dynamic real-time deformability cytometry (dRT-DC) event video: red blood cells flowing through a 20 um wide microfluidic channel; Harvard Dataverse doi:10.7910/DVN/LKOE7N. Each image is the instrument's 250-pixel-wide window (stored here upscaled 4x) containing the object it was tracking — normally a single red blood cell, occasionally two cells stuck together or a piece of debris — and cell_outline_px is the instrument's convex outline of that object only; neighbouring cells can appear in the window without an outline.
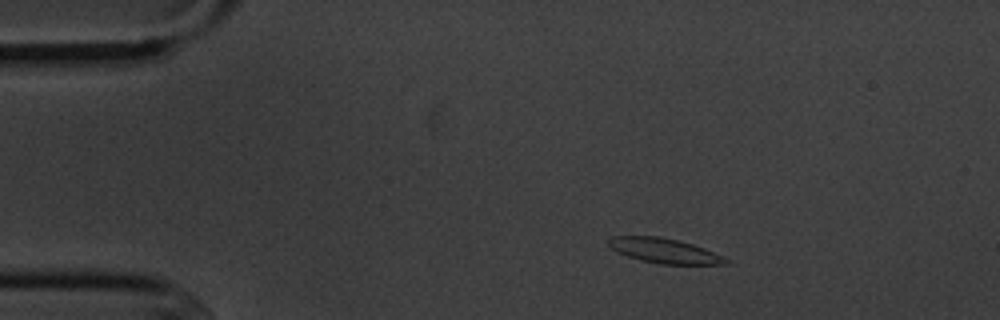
{"species": "common noctule bat (a hibernating species)", "species_latin": "Nyctalus noctula", "temperature_condition": "cold", "stored_images_in_passage": 5, "camera_frame_rate_fps": 3000, "um_per_image_px": 0.085, "animal": {"sex": "male", "body_mass_g": 20.1, "forearm_length_mm": 53.5}, "frame": {"image": 1, "passage_image": 2, "time_ms": 1.333, "image_size_px": [1000, 320], "cell_outline_px": [[732, 264], [660, 264], [640, 260], [616, 252], [608, 244], [608, 236], [660, 236], [680, 240], [704, 248], [724, 256], [732, 260]], "centroid_in_image_um": [56.51, 21.31], "position_along_channel_um": 28.5, "area_um2": 17.22}}
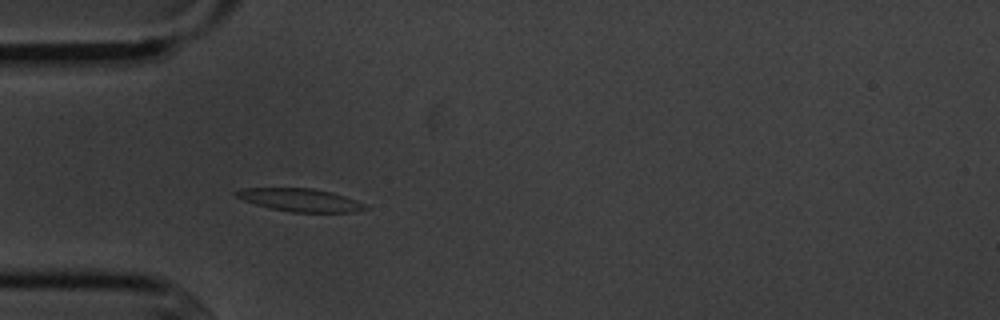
{"frame": {"image": 2, "passage_image": 4, "time_ms": 3.667, "image_size_px": [1000, 320], "cell_outline_px": [[368, 208], [356, 212], [292, 212], [268, 208], [244, 200], [236, 196], [232, 192], [244, 188], [312, 188], [332, 192], [344, 196], [364, 204]], "centroid_in_image_um": [25.49, 17.0], "position_along_channel_um": 59.5, "area_um2": 17.11}}
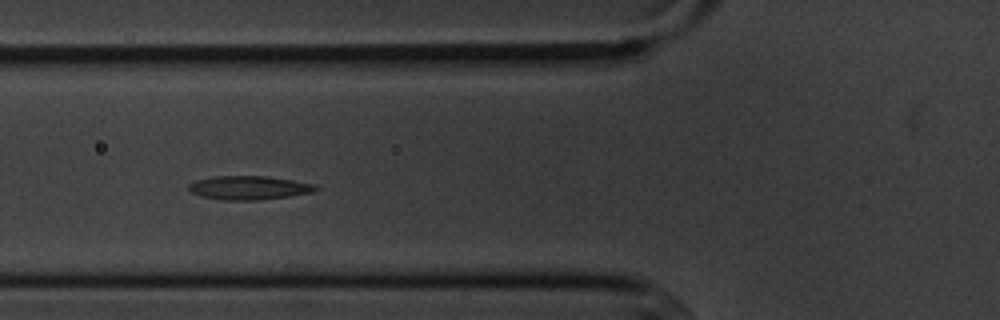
{"frame": {"image": 3, "passage_image": 5, "time_ms": 5.0, "image_size_px": [1000, 320], "cell_outline_px": [[320, 188], [312, 192], [288, 196], [256, 200], [224, 200], [200, 196], [192, 192], [188, 188], [188, 184], [196, 180], [212, 176], [268, 176], [316, 184]], "centroid_in_image_um": [21.16, 15.95], "position_along_channel_um": 104.6, "area_um2": 17.57}}